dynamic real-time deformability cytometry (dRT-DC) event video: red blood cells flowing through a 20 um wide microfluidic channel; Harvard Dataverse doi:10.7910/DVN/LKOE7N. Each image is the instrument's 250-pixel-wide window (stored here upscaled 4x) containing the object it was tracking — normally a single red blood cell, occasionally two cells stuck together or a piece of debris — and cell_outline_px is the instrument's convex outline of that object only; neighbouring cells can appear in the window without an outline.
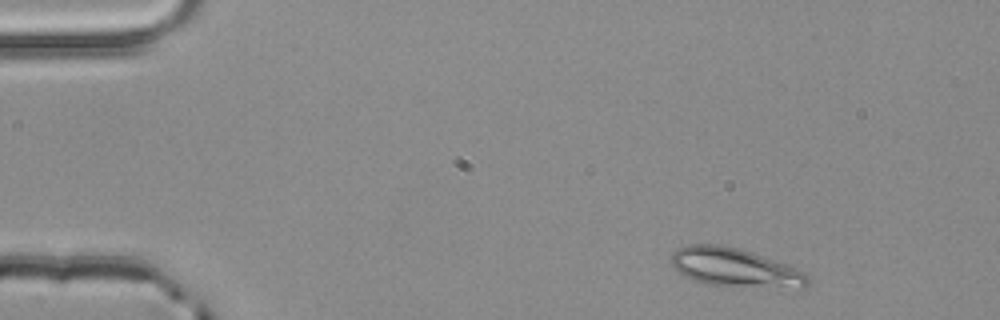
{"species": "common noctule bat (a hibernating species)", "species_latin": "Nyctalus noctula", "temperature_condition": "room temperature", "stored_images_in_passage": 3, "camera_frame_rate_fps": 3000, "um_per_image_px": 0.085, "animal": {"sex": "male", "body_mass_g": 20.4}, "frame": {"image": 1, "passage_image": 1, "time_ms": 0.0, "image_size_px": [1000, 320], "cell_outline_px": [[808, 284], [804, 288], [708, 284], [692, 280], [684, 276], [668, 260], [672, 252], [676, 248], [688, 244], [720, 244], [740, 248], [752, 252], [784, 264], [800, 272], [808, 280]], "centroid_in_image_um": [62.33, 22.71], "position_along_channel_um": 22.7, "area_um2": 30.11}}